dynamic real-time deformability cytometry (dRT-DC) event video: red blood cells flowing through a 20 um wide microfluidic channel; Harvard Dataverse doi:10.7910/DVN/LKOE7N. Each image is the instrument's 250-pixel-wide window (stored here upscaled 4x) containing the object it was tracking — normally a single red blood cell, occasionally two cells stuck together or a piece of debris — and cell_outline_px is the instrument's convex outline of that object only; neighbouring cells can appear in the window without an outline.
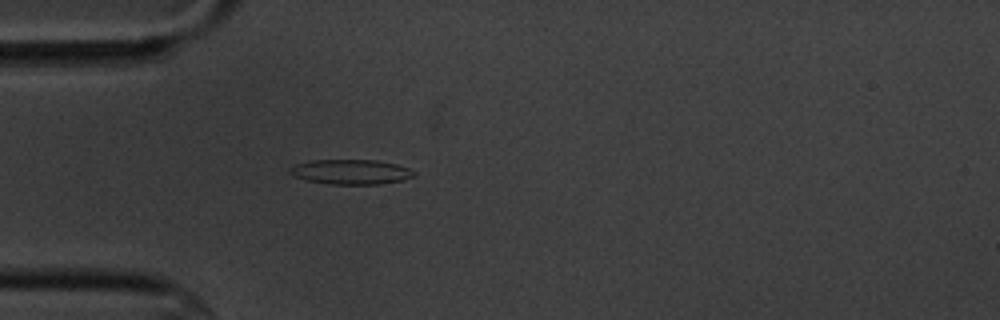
{"species": "common noctule bat (a hibernating species)", "species_latin": "Nyctalus noctula", "temperature_condition": "cold", "stored_images_in_passage": 2, "camera_frame_rate_fps": 3000, "um_per_image_px": 0.085, "animal": {"sex": "male", "body_mass_g": 20.1, "forearm_length_mm": 53.5}, "frame": {"image": 1, "passage_image": 2, "time_ms": 1.333, "image_size_px": [1000, 320], "cell_outline_px": [[416, 176], [404, 180], [380, 184], [332, 184], [308, 180], [292, 176], [288, 172], [288, 168], [292, 164], [312, 160], [376, 160], [396, 164], [408, 168], [416, 172]], "centroid_in_image_um": [29.81, 14.6], "position_along_channel_um": 55.2, "area_um2": 18.15}}